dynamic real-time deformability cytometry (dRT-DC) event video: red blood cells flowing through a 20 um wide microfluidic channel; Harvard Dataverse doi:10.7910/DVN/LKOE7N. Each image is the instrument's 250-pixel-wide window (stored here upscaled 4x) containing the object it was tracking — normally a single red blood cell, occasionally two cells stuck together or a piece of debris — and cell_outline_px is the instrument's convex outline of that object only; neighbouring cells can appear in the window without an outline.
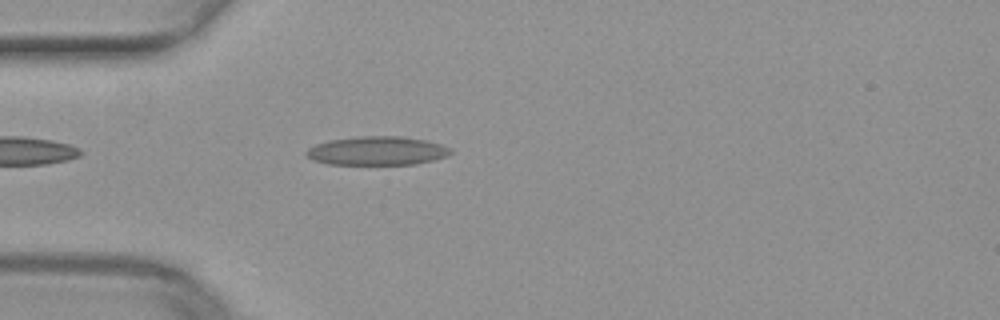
{"species": "common noctule bat (a hibernating species)", "species_latin": "Nyctalus noctula", "temperature_condition": "warm", "stored_images_in_passage": 9, "camera_frame_rate_fps": 3000, "um_per_image_px": 0.085, "animal": {"sex": "female", "body_mass_g": 29.2, "forearm_length_mm": 56.3}, "frame": {"image": 1, "passage_image": 4, "time_ms": 1.0, "image_size_px": [1000, 320], "cell_outline_px": [[452, 152], [448, 156], [416, 164], [328, 164], [312, 160], [304, 152], [308, 148], [316, 144], [328, 140], [360, 136], [400, 136], [424, 140], [440, 144], [452, 148]], "centroid_in_image_um": [32.04, 12.82], "position_along_channel_um": 53.0, "area_um2": 24.16}}
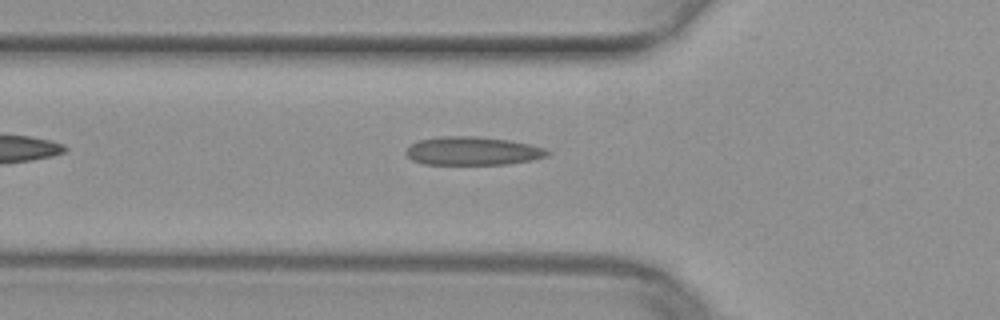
{"frame": {"image": 2, "passage_image": 7, "time_ms": 2.0, "image_size_px": [1000, 320], "cell_outline_px": [[552, 152], [548, 156], [532, 160], [508, 164], [424, 164], [412, 160], [404, 152], [412, 144], [420, 140], [440, 136], [476, 136], [508, 140], [528, 144], [544, 148]], "centroid_in_image_um": [40.19, 12.83], "position_along_channel_um": 85.6, "area_um2": 23.35}}